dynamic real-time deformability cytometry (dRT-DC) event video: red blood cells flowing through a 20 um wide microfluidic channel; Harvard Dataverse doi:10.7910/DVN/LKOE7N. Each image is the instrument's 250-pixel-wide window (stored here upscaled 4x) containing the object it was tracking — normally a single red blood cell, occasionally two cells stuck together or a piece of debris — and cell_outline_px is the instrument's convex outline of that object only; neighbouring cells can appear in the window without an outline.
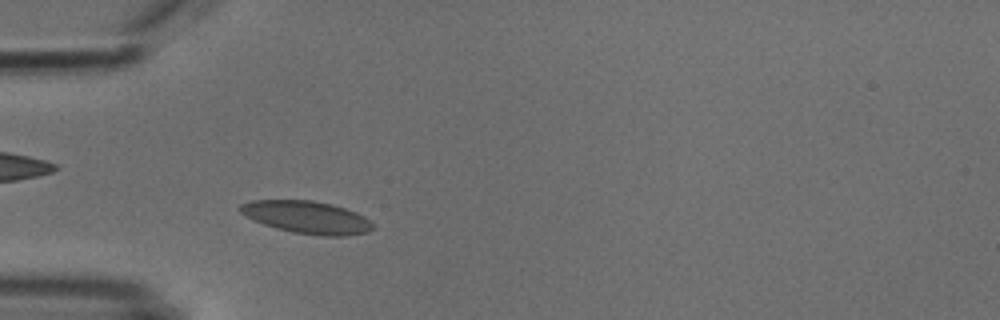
{"species": "common noctule bat (a hibernating species)", "species_latin": "Nyctalus noctula", "temperature_condition": "cold", "stored_images_in_passage": 41, "camera_frame_rate_fps": 3000, "um_per_image_px": 0.085, "animal": {"sex": "male", "body_mass_g": 18.8}, "frame": {"image": 1, "passage_image": 4, "time_ms": 1.0, "image_size_px": [1000, 320], "cell_outline_px": [[376, 228], [368, 232], [344, 236], [320, 236], [292, 232], [276, 228], [264, 224], [240, 212], [236, 208], [240, 204], [252, 200], [312, 200], [332, 204], [356, 212], [364, 216]], "centroid_in_image_um": [26.1, 18.47], "position_along_channel_um": 58.9, "area_um2": 25.14}}
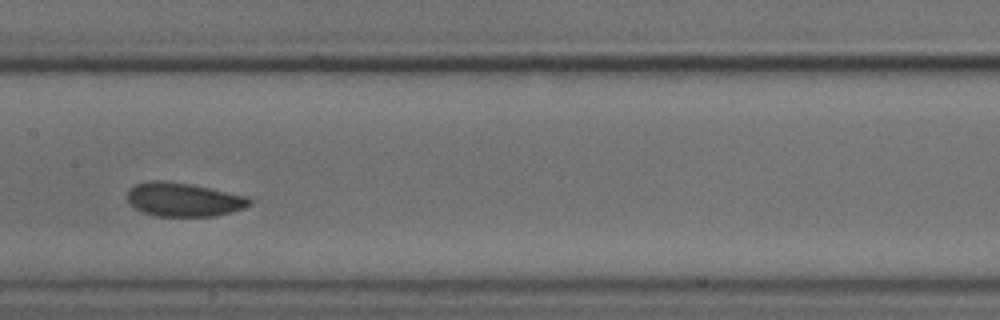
{"frame": {"image": 2, "passage_image": 15, "time_ms": 4.667, "image_size_px": [1000, 320], "cell_outline_px": [[252, 204], [244, 208], [216, 216], [156, 216], [144, 212], [136, 208], [128, 200], [128, 192], [136, 184], [152, 180], [160, 180], [188, 184], [248, 196], [252, 200]], "centroid_in_image_um": [15.65, 16.97], "position_along_channel_um": 191.8, "area_um2": 23.7}}
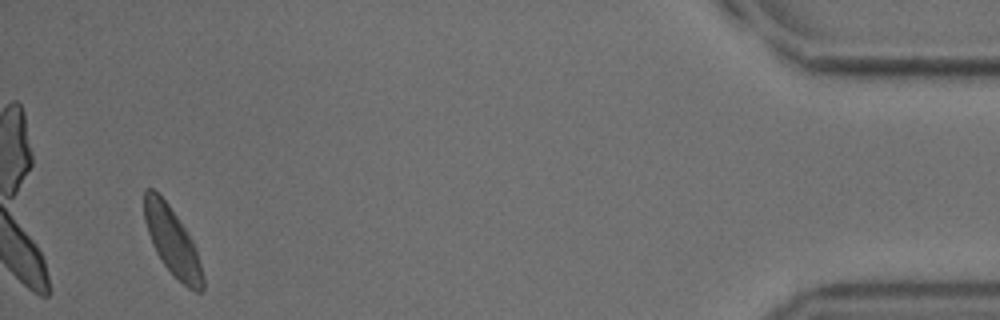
{"frame": {"image": 3, "passage_image": 39, "time_ms": 12.667, "image_size_px": [1000, 320], "cell_outline_px": [[204, 292], [196, 292], [188, 288], [164, 264], [156, 252], [152, 244], [144, 220], [144, 192], [148, 188], [152, 188], [168, 204], [188, 232], [196, 248], [204, 276]], "centroid_in_image_um": [14.67, 20.54], "position_along_channel_um": 420.5, "area_um2": 22.89}, "authors_computed_cell_mechanics": {"area_um2": 23.409, "velocity_mm_per_s": 3.7606, "shape_relaxation_time_tau1_ms": 2.6937, "shape_relaxation_time_tau2_ms": 1.8197, "deformation_change_tau1": 0.081, "deformation_change_tau2": 0.047}}